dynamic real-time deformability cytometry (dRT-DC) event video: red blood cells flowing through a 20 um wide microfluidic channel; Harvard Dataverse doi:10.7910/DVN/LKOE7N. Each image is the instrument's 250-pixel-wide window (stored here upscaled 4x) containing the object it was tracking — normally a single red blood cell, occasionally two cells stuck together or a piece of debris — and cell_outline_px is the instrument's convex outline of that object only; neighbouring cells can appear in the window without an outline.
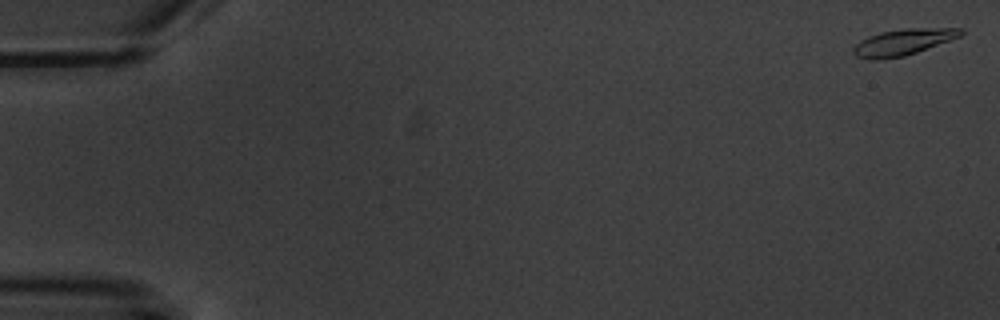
{"species": "common noctule bat (a hibernating species)", "species_latin": "Nyctalus noctula", "temperature_condition": "warm", "stored_images_in_passage": 5, "camera_frame_rate_fps": 3000, "um_per_image_px": 0.085, "animal": {"sex": "male", "body_mass_g": 20.1, "forearm_length_mm": 53.5}, "frame": {"image": 1, "passage_image": 1, "time_ms": 0.0, "image_size_px": [1000, 320], "cell_outline_px": [[964, 32], [960, 36], [916, 52], [904, 56], [880, 60], [872, 60], [856, 56], [852, 52], [852, 48], [860, 40], [868, 36], [880, 32], [904, 28], [964, 28]], "centroid_in_image_um": [76.71, 3.58], "position_along_channel_um": 8.3, "area_um2": 16.42}}